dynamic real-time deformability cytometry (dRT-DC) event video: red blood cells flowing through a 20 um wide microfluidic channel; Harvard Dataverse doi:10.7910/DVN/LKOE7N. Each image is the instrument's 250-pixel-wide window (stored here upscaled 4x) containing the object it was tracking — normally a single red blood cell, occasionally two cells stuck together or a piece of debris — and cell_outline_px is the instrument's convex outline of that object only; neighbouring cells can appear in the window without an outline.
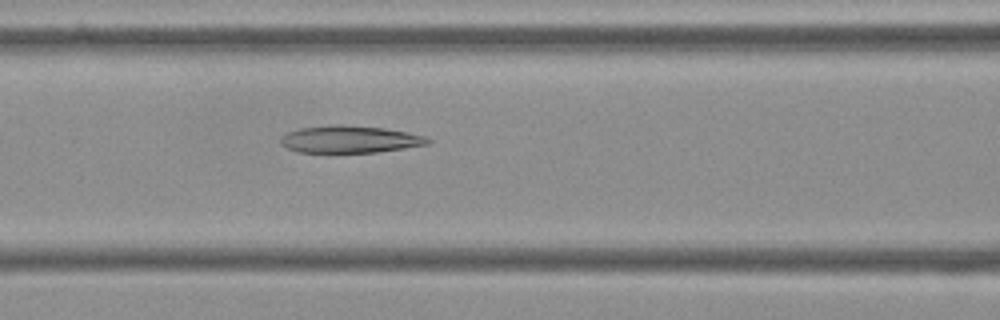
{"species": "Egyptian fruit bat (a non-hibernating species)", "species_latin": "Rousettus aegyptiacus", "temperature_condition": "cold", "stored_images_in_passage": 54, "camera_frame_rate_fps": 3000, "um_per_image_px": 0.085, "frame": {"image": 1, "passage_image": 22, "time_ms": 7.0, "image_size_px": [1000, 320], "cell_outline_px": [[432, 140], [428, 144], [404, 148], [376, 152], [332, 156], [328, 156], [296, 152], [280, 144], [280, 136], [288, 132], [300, 128], [332, 124], [344, 124], [384, 128], [408, 132], [428, 136]], "centroid_in_image_um": [29.67, 11.89], "position_along_channel_um": 136.9, "area_um2": 24.74}}
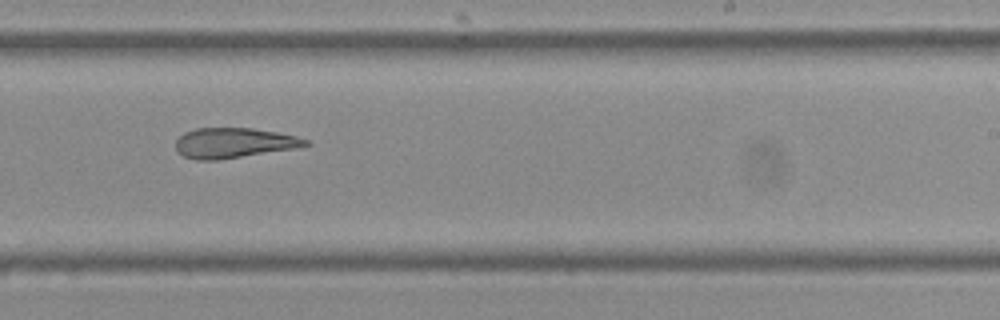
{"frame": {"image": 2, "passage_image": 33, "time_ms": 10.667, "image_size_px": [1000, 320], "cell_outline_px": [[312, 144], [296, 148], [220, 160], [196, 160], [184, 156], [176, 152], [176, 140], [184, 132], [196, 128], [252, 128], [276, 132], [296, 136], [308, 140]], "centroid_in_image_um": [19.86, 12.15], "position_along_channel_um": 269.1, "area_um2": 22.89}}
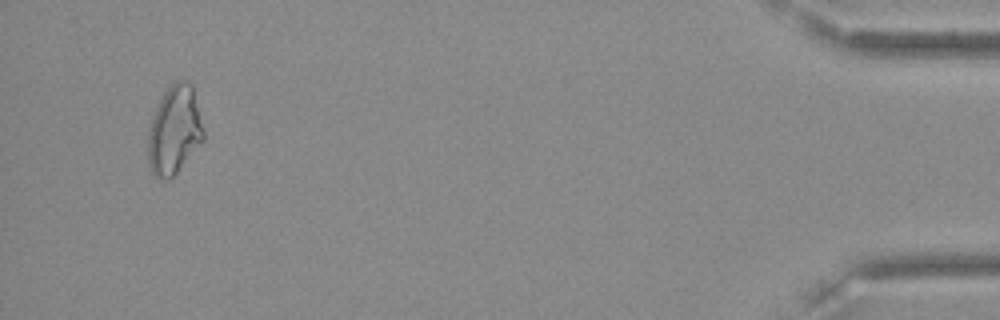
{"frame": {"image": 3, "passage_image": 52, "time_ms": 17.0, "image_size_px": [1000, 320], "cell_outline_px": [[204, 140], [176, 172], [168, 180], [164, 180], [156, 176], [152, 172], [148, 164], [148, 128], [152, 116], [164, 92], [176, 80], [184, 80], [192, 84], [204, 132]], "centroid_in_image_um": [14.81, 11.06], "position_along_channel_um": 420.4, "area_um2": 28.38}, "authors_computed_cell_mechanics": {"area_um2": 24.9696, "velocity_mm_per_s": 3.6052, "shape_relaxation_time_tau1_ms": null, "shape_relaxation_time_tau2_ms": 10.5139, "deformation_change_tau1": null, "deformation_change_tau2": 0.2115}}